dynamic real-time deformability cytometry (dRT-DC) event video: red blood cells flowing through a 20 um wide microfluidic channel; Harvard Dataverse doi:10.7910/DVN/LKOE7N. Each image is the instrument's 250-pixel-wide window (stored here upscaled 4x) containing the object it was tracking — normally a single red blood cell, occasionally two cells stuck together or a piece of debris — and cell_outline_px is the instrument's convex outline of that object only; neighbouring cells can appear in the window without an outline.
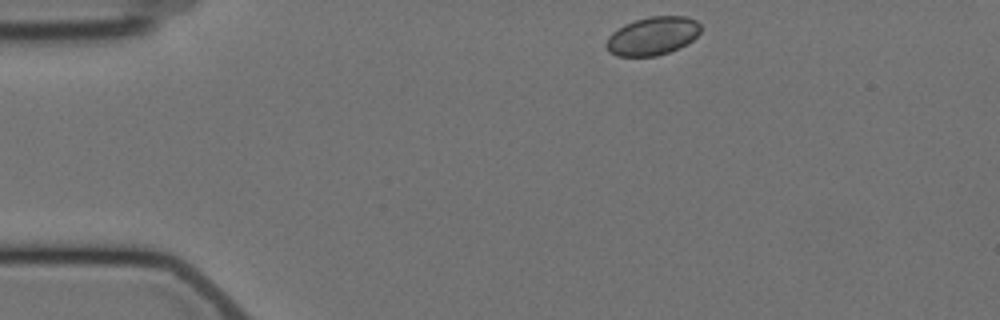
{"species": "Egyptian fruit bat (a non-hibernating species)", "species_latin": "Rousettus aegyptiacus", "temperature_condition": "cold", "stored_images_in_passage": 3, "camera_frame_rate_fps": 3000, "um_per_image_px": 0.085, "animal": {"sex": "female"}, "frame": {"image": 1, "passage_image": 1, "time_ms": 0.0, "image_size_px": [1000, 320], "cell_outline_px": [[700, 32], [692, 40], [680, 48], [656, 56], [616, 56], [608, 52], [604, 44], [608, 36], [612, 32], [624, 24], [648, 16], [684, 16], [696, 20], [700, 24]], "centroid_in_image_um": [55.43, 3.06], "position_along_channel_um": 29.6, "area_um2": 21.21}}